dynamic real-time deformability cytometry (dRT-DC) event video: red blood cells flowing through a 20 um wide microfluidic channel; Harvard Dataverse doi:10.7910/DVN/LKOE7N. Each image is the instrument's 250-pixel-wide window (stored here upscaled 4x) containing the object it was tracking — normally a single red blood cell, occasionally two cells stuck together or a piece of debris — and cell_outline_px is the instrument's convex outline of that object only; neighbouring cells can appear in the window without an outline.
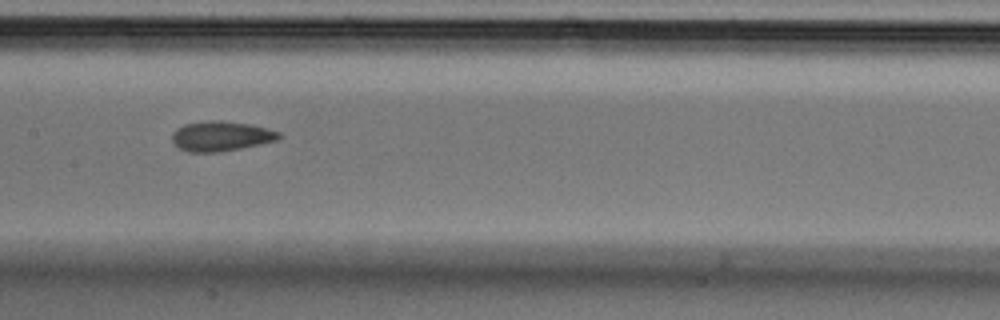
{"species": "Egyptian fruit bat (a non-hibernating species)", "species_latin": "Rousettus aegyptiacus", "temperature_condition": "cold", "stored_images_in_passage": 9, "camera_frame_rate_fps": 3000, "um_per_image_px": 0.085, "animal": {"sex": "male"}, "frame": {"image": 1, "passage_image": 7, "time_ms": 2.0, "image_size_px": [1000, 320], "cell_outline_px": [[284, 136], [276, 140], [260, 144], [220, 152], [188, 152], [180, 148], [172, 140], [172, 132], [176, 128], [184, 124], [212, 120], [220, 120], [252, 124], [268, 128], [280, 132]], "centroid_in_image_um": [18.81, 11.56], "position_along_channel_um": 188.6, "area_um2": 18.73}}
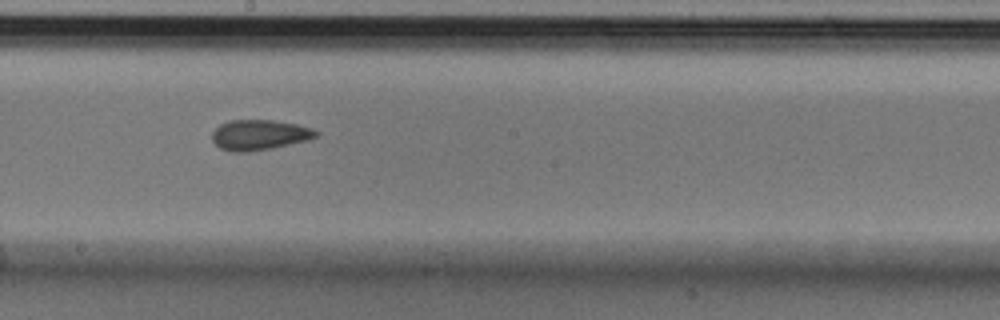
{"frame": {"image": 2, "passage_image": 8, "time_ms": 2.333, "image_size_px": [1000, 320], "cell_outline_px": [[320, 132], [316, 136], [308, 140], [272, 148], [244, 152], [232, 152], [220, 148], [212, 140], [212, 132], [220, 124], [228, 120], [272, 120], [296, 124], [312, 128]], "centroid_in_image_um": [22.04, 11.46], "position_along_channel_um": 226.2, "area_um2": 18.32}}
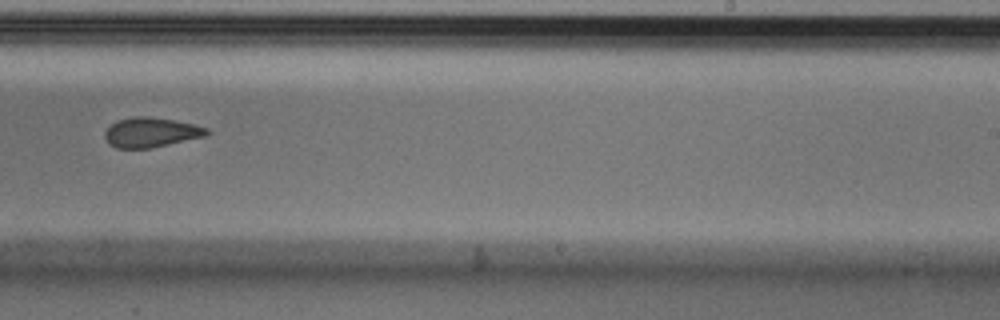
{"frame": {"image": 3, "passage_image": 9, "time_ms": 2.667, "image_size_px": [1000, 320], "cell_outline_px": [[212, 132], [208, 136], [148, 148], [116, 148], [108, 144], [104, 136], [104, 132], [116, 120], [132, 116], [148, 116], [172, 120], [192, 124], [208, 128]], "centroid_in_image_um": [12.83, 11.25], "position_along_channel_um": 276.2, "area_um2": 17.74}}